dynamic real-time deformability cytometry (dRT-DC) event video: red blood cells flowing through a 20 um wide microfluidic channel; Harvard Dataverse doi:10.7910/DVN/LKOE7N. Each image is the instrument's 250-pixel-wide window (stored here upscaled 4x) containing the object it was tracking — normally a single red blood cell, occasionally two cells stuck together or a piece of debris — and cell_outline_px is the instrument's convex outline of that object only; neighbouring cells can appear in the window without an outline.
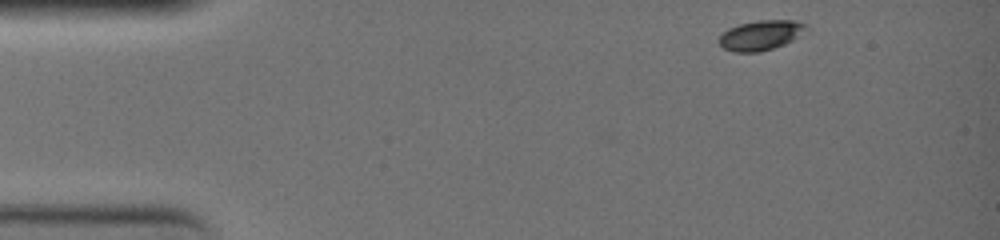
{"species": "common noctule bat (a hibernating species)", "species_latin": "Nyctalus noctula", "temperature_condition": "warm", "stored_images_in_passage": 8, "camera_frame_rate_fps": 3000, "um_per_image_px": 0.085, "animal": {"sex": "female", "body_mass_g": 19.0, "forearm_length_mm": 51.5}, "frame": {"image": 1, "passage_image": 1, "time_ms": 0.0, "image_size_px": [1000, 240], "cell_outline_px": [[812, 28], [792, 40], [784, 44], [760, 52], [736, 52], [724, 48], [720, 44], [720, 36], [728, 28], [740, 24], [756, 20], [792, 20], [808, 24]], "centroid_in_image_um": [64.74, 2.98], "position_along_channel_um": 20.3, "area_um2": 15.2}}
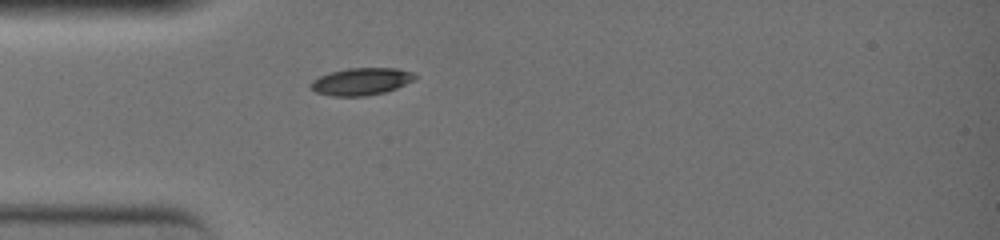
{"frame": {"image": 2, "passage_image": 5, "time_ms": 1.333, "image_size_px": [1000, 240], "cell_outline_px": [[420, 76], [416, 80], [396, 88], [384, 92], [364, 96], [332, 96], [316, 92], [308, 88], [312, 80], [320, 76], [332, 72], [348, 68], [396, 68], [412, 72]], "centroid_in_image_um": [30.73, 6.92], "position_along_channel_um": 54.3, "area_um2": 16.65}}